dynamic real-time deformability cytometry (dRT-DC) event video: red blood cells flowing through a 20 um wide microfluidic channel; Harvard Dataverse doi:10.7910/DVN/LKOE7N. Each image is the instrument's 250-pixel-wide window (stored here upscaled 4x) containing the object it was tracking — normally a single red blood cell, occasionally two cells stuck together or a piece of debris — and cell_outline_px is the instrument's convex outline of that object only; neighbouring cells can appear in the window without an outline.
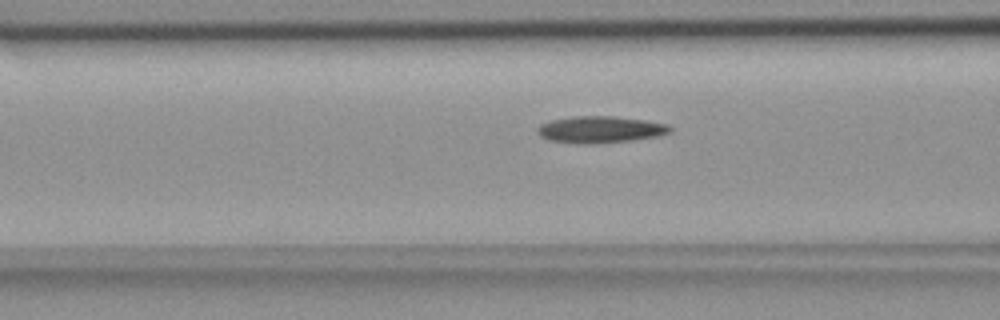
{"species": "common noctule bat (a hibernating species)", "species_latin": "Nyctalus noctula", "temperature_condition": "room temperature", "stored_images_in_passage": 46, "camera_frame_rate_fps": 3000, "um_per_image_px": 0.085, "animal": {"sex": "female", "body_mass_g": 18.4}, "frame": {"image": 1, "passage_image": 12, "time_ms": 3.667, "image_size_px": [1000, 320], "cell_outline_px": [[672, 132], [660, 136], [632, 140], [592, 144], [584, 144], [548, 140], [540, 136], [536, 132], [536, 128], [540, 124], [552, 120], [572, 116], [612, 116], [644, 120], [668, 124], [672, 128]], "centroid_in_image_um": [51.02, 11.01], "position_along_channel_um": 115.6, "area_um2": 20.81}}
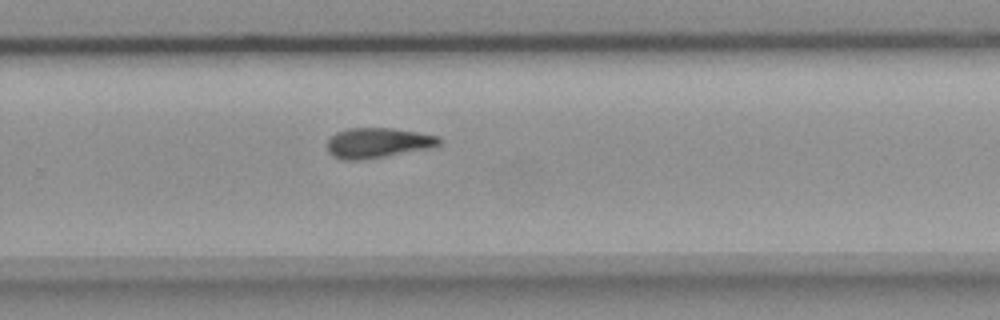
{"frame": {"image": 2, "passage_image": 27, "time_ms": 8.667, "image_size_px": [1000, 320], "cell_outline_px": [[444, 140], [440, 144], [432, 148], [360, 160], [340, 160], [332, 156], [328, 152], [328, 140], [336, 132], [348, 128], [392, 128], [420, 132], [440, 136]], "centroid_in_image_um": [32.15, 12.14], "position_along_channel_um": 297.7, "area_um2": 19.88}}
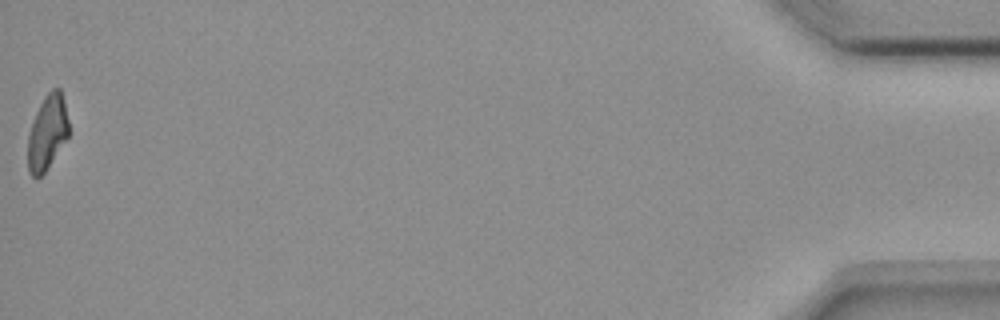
{"frame": {"image": 3, "passage_image": 46, "time_ms": 15.0, "image_size_px": [1000, 320], "cell_outline_px": [[68, 136], [44, 172], [36, 180], [28, 172], [28, 132], [36, 112], [44, 96], [52, 88], [60, 88], [64, 100], [68, 120]], "centroid_in_image_um": [4.0, 11.25], "position_along_channel_um": 431.2, "area_um2": 17.69}, "authors_computed_cell_mechanics": {"area_um2": 19.6809, "velocity_mm_per_s": 3.6535, "shape_relaxation_time_tau1_ms": 10.47, "shape_relaxation_time_tau2_ms": null, "deformation_change_tau1": 0.2302, "deformation_change_tau2": null}}